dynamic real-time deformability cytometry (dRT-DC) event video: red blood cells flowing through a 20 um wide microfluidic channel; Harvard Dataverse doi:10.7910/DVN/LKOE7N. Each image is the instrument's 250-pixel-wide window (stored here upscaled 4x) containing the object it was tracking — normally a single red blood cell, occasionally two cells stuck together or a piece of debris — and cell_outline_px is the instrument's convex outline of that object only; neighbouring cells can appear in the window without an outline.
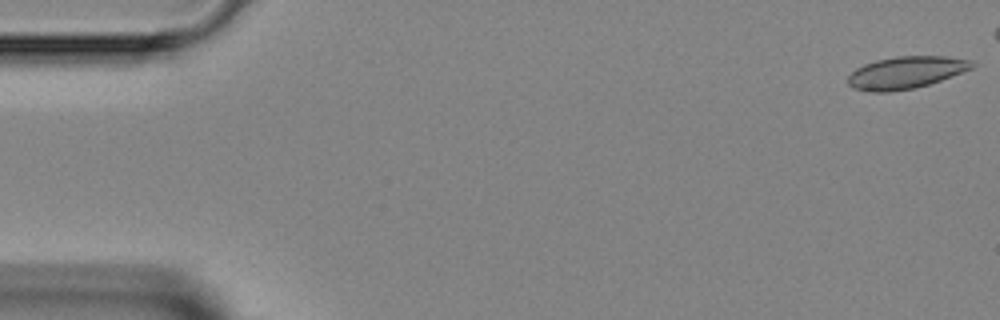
{"species": "Egyptian fruit bat (a non-hibernating species)", "species_latin": "Rousettus aegyptiacus", "temperature_condition": "room temperature", "stored_images_in_passage": 42, "camera_frame_rate_fps": 3000, "um_per_image_px": 0.085, "animal": {"sex": "female"}, "frame": {"image": 1, "passage_image": 1, "time_ms": 0.0, "image_size_px": [1000, 320], "cell_outline_px": [[976, 64], [972, 68], [940, 80], [916, 88], [888, 92], [872, 92], [852, 88], [848, 84], [848, 76], [856, 68], [864, 64], [876, 60], [896, 56], [944, 56], [972, 60]], "centroid_in_image_um": [76.98, 6.16], "position_along_channel_um": 8.0, "area_um2": 23.24}}
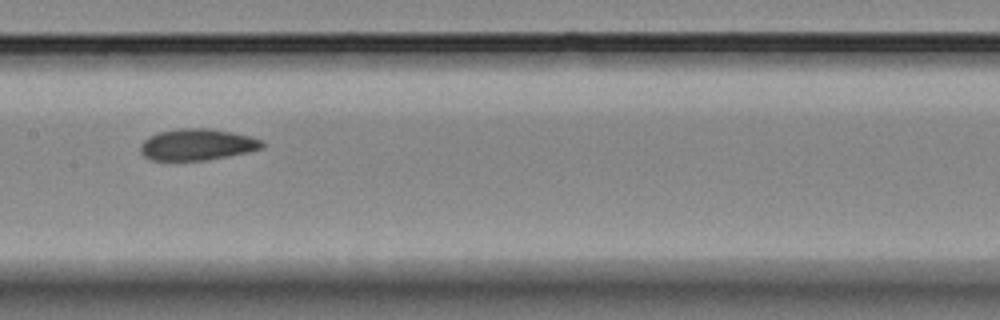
{"frame": {"image": 2, "passage_image": 23, "time_ms": 7.333, "image_size_px": [1000, 320], "cell_outline_px": [[264, 148], [248, 152], [208, 160], [148, 160], [140, 152], [140, 144], [148, 136], [160, 132], [180, 128], [208, 128], [232, 132], [264, 140]], "centroid_in_image_um": [16.76, 12.29], "position_along_channel_um": 190.6, "area_um2": 22.43}}
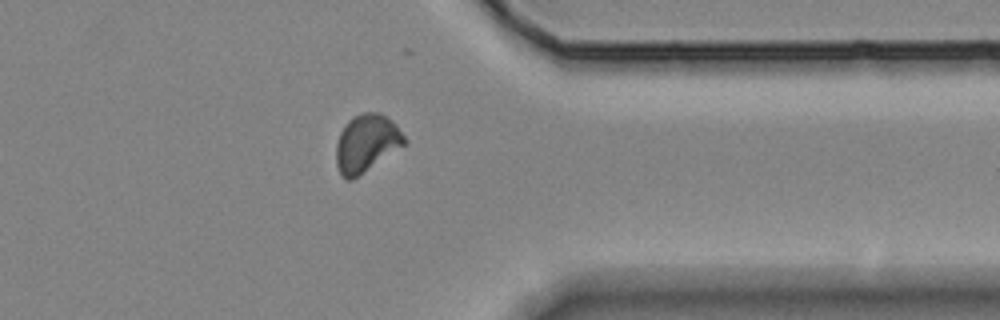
{"frame": {"image": 3, "passage_image": 37, "time_ms": 12.0, "image_size_px": [1000, 320], "cell_outline_px": [[408, 140], [404, 144], [352, 180], [348, 180], [340, 172], [336, 164], [336, 144], [340, 132], [344, 124], [352, 116], [360, 112], [380, 112], [392, 120], [396, 124]], "centroid_in_image_um": [31.13, 12.12], "position_along_channel_um": 380.3, "area_um2": 22.77}}